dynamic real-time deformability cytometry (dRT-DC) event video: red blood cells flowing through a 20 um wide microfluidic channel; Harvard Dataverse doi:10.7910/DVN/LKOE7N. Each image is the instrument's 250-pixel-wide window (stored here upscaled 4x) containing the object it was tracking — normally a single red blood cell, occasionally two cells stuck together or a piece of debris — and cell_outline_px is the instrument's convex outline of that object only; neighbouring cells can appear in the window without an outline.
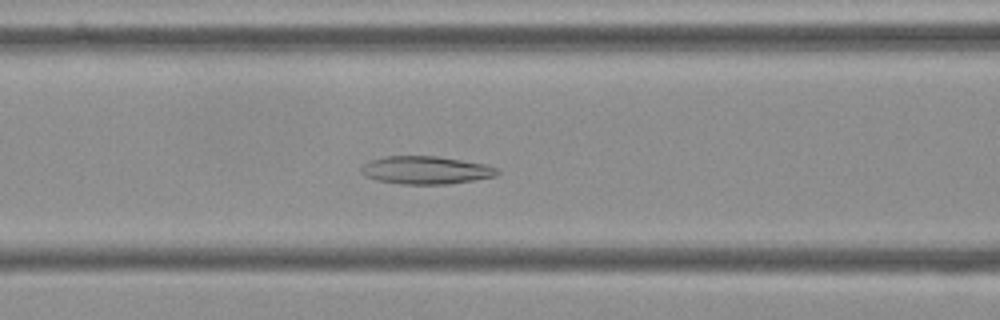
{"species": "Egyptian fruit bat (a non-hibernating species)", "species_latin": "Rousettus aegyptiacus", "temperature_condition": "cold", "stored_images_in_passage": 45, "camera_frame_rate_fps": 3000, "um_per_image_px": 0.085, "frame": {"image": 1, "passage_image": 12, "time_ms": 3.667, "image_size_px": [1000, 320], "cell_outline_px": [[500, 172], [496, 176], [448, 184], [400, 184], [376, 180], [364, 176], [360, 172], [360, 168], [364, 164], [372, 160], [384, 156], [436, 156], [484, 164], [500, 168]], "centroid_in_image_um": [36.18, 14.46], "position_along_channel_um": 130.4, "area_um2": 22.14}}
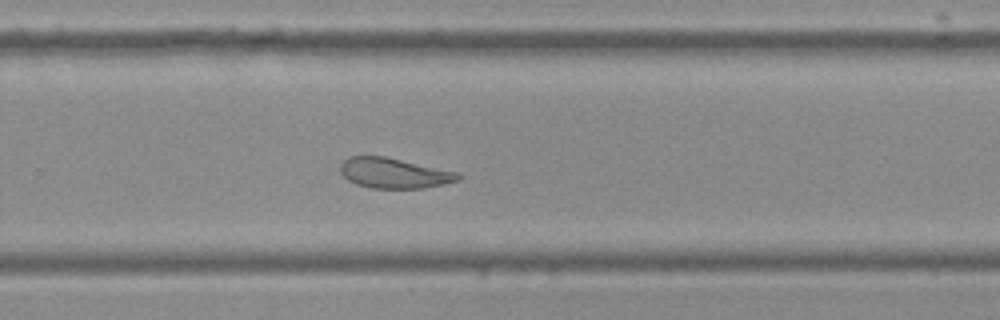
{"frame": {"image": 2, "passage_image": 26, "time_ms": 8.333, "image_size_px": [1000, 320], "cell_outline_px": [[460, 176], [456, 180], [444, 184], [424, 188], [372, 188], [356, 184], [348, 180], [340, 172], [340, 164], [348, 156], [384, 156], [460, 172]], "centroid_in_image_um": [33.48, 14.71], "position_along_channel_um": 296.3, "area_um2": 20.75}}
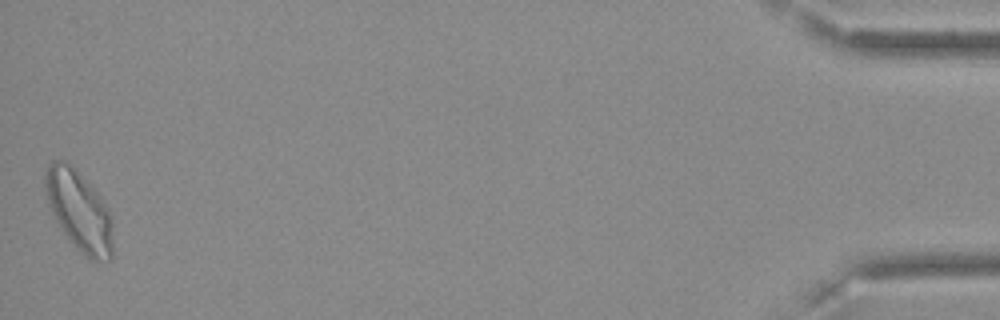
{"frame": {"image": 3, "passage_image": 45, "time_ms": 14.667, "image_size_px": [1000, 320], "cell_outline_px": [[112, 260], [92, 260], [64, 232], [52, 216], [48, 204], [44, 188], [44, 176], [48, 164], [52, 160], [64, 160], [76, 168], [100, 196], [108, 208], [112, 224]], "centroid_in_image_um": [6.7, 17.84], "position_along_channel_um": 428.5, "area_um2": 31.33}, "authors_computed_cell_mechanics": {"area_um2": 22.9466, "velocity_mm_per_s": 3.5672, "shape_relaxation_time_tau1_ms": null, "shape_relaxation_time_tau2_ms": 2.5067, "deformation_change_tau1": null, "deformation_change_tau2": 0.0776}}